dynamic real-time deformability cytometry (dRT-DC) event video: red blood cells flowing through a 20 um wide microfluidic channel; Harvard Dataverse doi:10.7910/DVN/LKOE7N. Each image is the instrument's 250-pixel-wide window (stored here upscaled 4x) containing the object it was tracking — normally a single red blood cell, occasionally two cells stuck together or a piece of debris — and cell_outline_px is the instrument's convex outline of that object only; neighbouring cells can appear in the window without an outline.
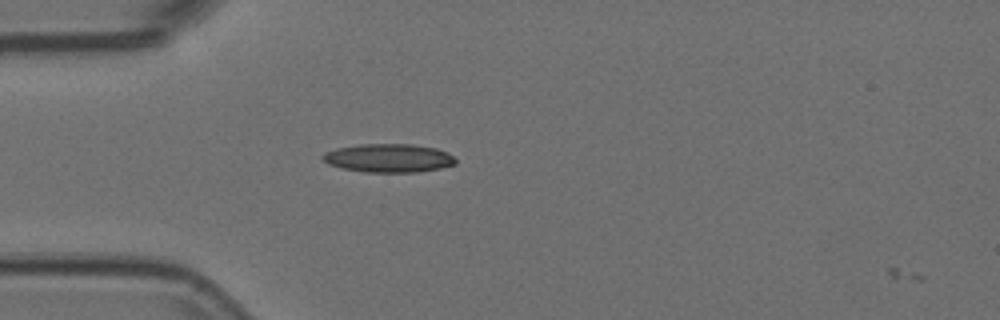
{"species": "Egyptian fruit bat (a non-hibernating species)", "species_latin": "Rousettus aegyptiacus", "temperature_condition": "room temperature", "stored_images_in_passage": 3, "camera_frame_rate_fps": 3000, "um_per_image_px": 0.085, "animal": {"sex": "female"}, "frame": {"image": 1, "passage_image": 2, "time_ms": 0.333, "image_size_px": [1000, 320], "cell_outline_px": [[456, 164], [440, 168], [416, 172], [364, 172], [344, 168], [328, 164], [320, 156], [324, 152], [336, 148], [360, 144], [412, 144], [436, 148], [448, 152], [456, 160]], "centroid_in_image_um": [33.03, 13.43], "position_along_channel_um": 52.0, "area_um2": 22.08}}